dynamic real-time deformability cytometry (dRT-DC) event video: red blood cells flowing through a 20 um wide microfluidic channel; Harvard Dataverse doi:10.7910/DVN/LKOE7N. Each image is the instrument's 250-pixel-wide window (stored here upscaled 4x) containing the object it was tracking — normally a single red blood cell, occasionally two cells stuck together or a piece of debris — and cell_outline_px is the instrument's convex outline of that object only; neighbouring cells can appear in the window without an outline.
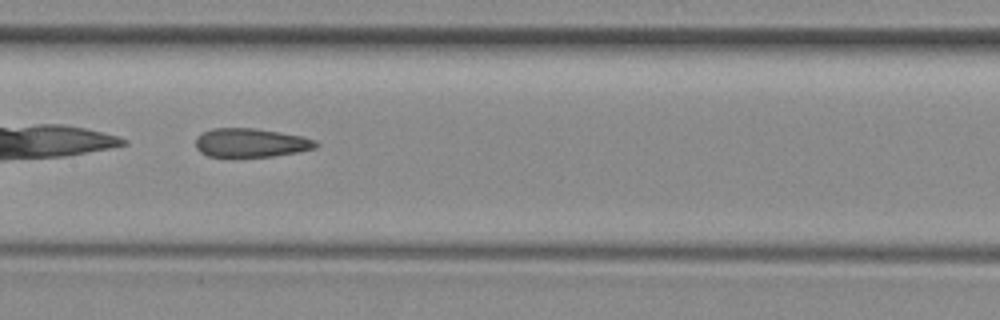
{"species": "common noctule bat (a hibernating species)", "species_latin": "Nyctalus noctula", "temperature_condition": "room temperature", "stored_images_in_passage": 34, "camera_frame_rate_fps": 3000, "um_per_image_px": 0.085, "animal": {"sex": "female", "body_mass_g": 29.2, "forearm_length_mm": 56.3}, "frame": {"image": 1, "passage_image": 10, "time_ms": 3.0, "image_size_px": [1000, 320], "cell_outline_px": [[320, 144], [316, 148], [296, 152], [272, 156], [232, 160], [208, 156], [200, 152], [196, 148], [196, 136], [212, 128], [256, 128], [304, 136], [316, 140]], "centroid_in_image_um": [21.29, 12.17], "position_along_channel_um": 186.1, "area_um2": 21.1}, "authors_computed_cell_mechanics": {"area_um2": 21.0681, "velocity_mm_per_s": 3.9904, "shape_relaxation_time_tau1_ms": null, "shape_relaxation_time_tau2_ms": 3.1453, "deformation_change_tau1": null, "deformation_change_tau2": 0.1401}}